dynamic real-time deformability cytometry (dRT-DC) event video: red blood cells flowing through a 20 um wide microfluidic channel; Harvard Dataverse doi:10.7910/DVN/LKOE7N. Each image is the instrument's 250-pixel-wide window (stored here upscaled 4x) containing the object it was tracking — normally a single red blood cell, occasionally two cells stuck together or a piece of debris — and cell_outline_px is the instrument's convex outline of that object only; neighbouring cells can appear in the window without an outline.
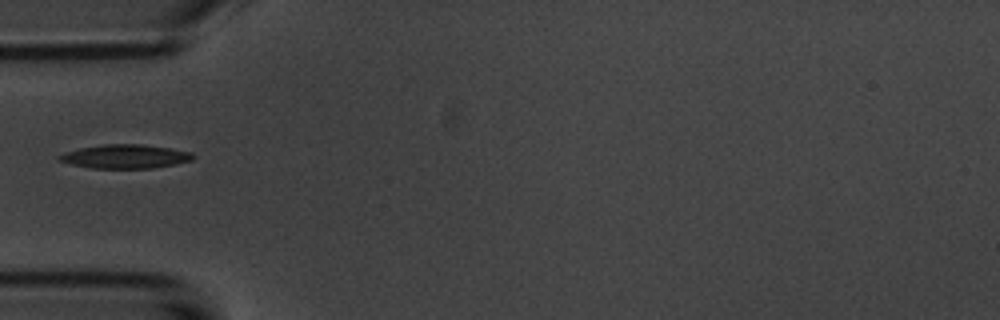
{"species": "common noctule bat (a hibernating species)", "species_latin": "Nyctalus noctula", "temperature_condition": "room temperature", "stored_images_in_passage": 38, "camera_frame_rate_fps": 3000, "um_per_image_px": 0.085, "animal": {"sex": "male", "body_mass_g": 20.1, "forearm_length_mm": 53.5}, "frame": {"image": 1, "passage_image": 1, "time_ms": 0.0, "image_size_px": [1000, 320], "cell_outline_px": [[196, 156], [192, 160], [176, 164], [152, 168], [92, 168], [72, 164], [60, 160], [56, 156], [64, 152], [80, 148], [104, 144], [140, 144], [168, 148], [192, 152]], "centroid_in_image_um": [10.66, 13.3], "position_along_channel_um": 74.3, "area_um2": 18.5}}
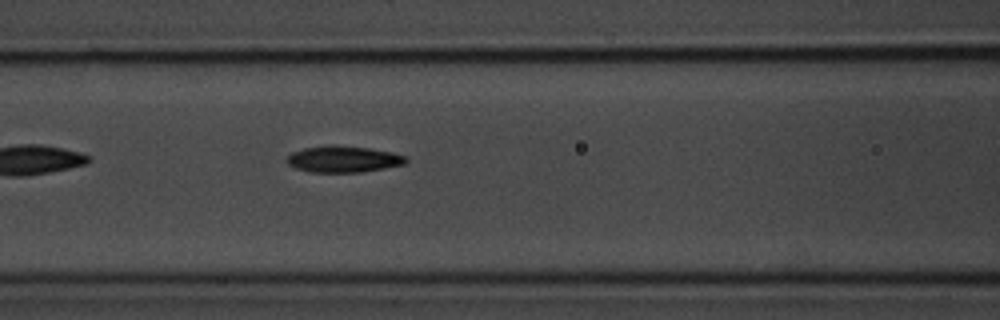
{"frame": {"image": 2, "passage_image": 6, "time_ms": 1.667, "image_size_px": [1000, 320], "cell_outline_px": [[408, 160], [404, 164], [384, 168], [360, 172], [308, 172], [296, 168], [288, 164], [284, 160], [292, 152], [304, 148], [328, 144], [332, 144], [368, 148], [392, 152], [408, 156]], "centroid_in_image_um": [29.16, 13.52], "position_along_channel_um": 137.4, "area_um2": 18.5}}
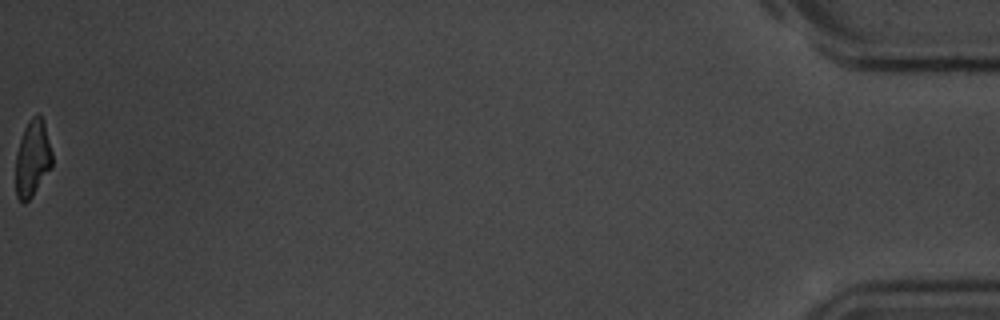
{"frame": {"image": 3, "passage_image": 38, "time_ms": 12.333, "image_size_px": [1000, 320], "cell_outline_px": [[52, 168], [32, 196], [24, 204], [16, 196], [16, 152], [24, 128], [32, 116], [40, 112], [44, 120], [52, 152]], "centroid_in_image_um": [2.78, 13.44], "position_along_channel_um": 432.4, "area_um2": 16.47}}